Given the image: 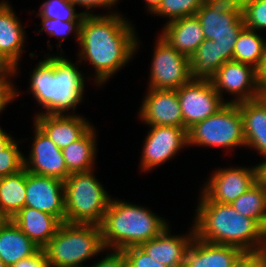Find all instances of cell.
<instances>
[{
    "label": "cell",
    "mask_w": 266,
    "mask_h": 267,
    "mask_svg": "<svg viewBox=\"0 0 266 267\" xmlns=\"http://www.w3.org/2000/svg\"><path fill=\"white\" fill-rule=\"evenodd\" d=\"M184 121V129L189 130L195 124L215 114L223 105L218 92L211 81L191 80L176 89Z\"/></svg>",
    "instance_id": "obj_10"
},
{
    "label": "cell",
    "mask_w": 266,
    "mask_h": 267,
    "mask_svg": "<svg viewBox=\"0 0 266 267\" xmlns=\"http://www.w3.org/2000/svg\"><path fill=\"white\" fill-rule=\"evenodd\" d=\"M262 251H263V253L265 255V258H266V232H265V239H264V244H263Z\"/></svg>",
    "instance_id": "obj_47"
},
{
    "label": "cell",
    "mask_w": 266,
    "mask_h": 267,
    "mask_svg": "<svg viewBox=\"0 0 266 267\" xmlns=\"http://www.w3.org/2000/svg\"><path fill=\"white\" fill-rule=\"evenodd\" d=\"M201 193L193 221L195 237L234 246L243 252L262 250L266 230L256 220L239 214L230 204L213 202Z\"/></svg>",
    "instance_id": "obj_2"
},
{
    "label": "cell",
    "mask_w": 266,
    "mask_h": 267,
    "mask_svg": "<svg viewBox=\"0 0 266 267\" xmlns=\"http://www.w3.org/2000/svg\"><path fill=\"white\" fill-rule=\"evenodd\" d=\"M142 149L140 167L150 171L159 167L188 145V131L173 126H151Z\"/></svg>",
    "instance_id": "obj_11"
},
{
    "label": "cell",
    "mask_w": 266,
    "mask_h": 267,
    "mask_svg": "<svg viewBox=\"0 0 266 267\" xmlns=\"http://www.w3.org/2000/svg\"><path fill=\"white\" fill-rule=\"evenodd\" d=\"M254 30L244 27L235 42L233 61L252 65L259 69L262 65L266 41Z\"/></svg>",
    "instance_id": "obj_28"
},
{
    "label": "cell",
    "mask_w": 266,
    "mask_h": 267,
    "mask_svg": "<svg viewBox=\"0 0 266 267\" xmlns=\"http://www.w3.org/2000/svg\"><path fill=\"white\" fill-rule=\"evenodd\" d=\"M26 169L0 177V214L5 219H12L25 207L26 202Z\"/></svg>",
    "instance_id": "obj_25"
},
{
    "label": "cell",
    "mask_w": 266,
    "mask_h": 267,
    "mask_svg": "<svg viewBox=\"0 0 266 267\" xmlns=\"http://www.w3.org/2000/svg\"><path fill=\"white\" fill-rule=\"evenodd\" d=\"M188 145L226 149L246 147L239 104L226 103L215 114L191 127L188 130Z\"/></svg>",
    "instance_id": "obj_8"
},
{
    "label": "cell",
    "mask_w": 266,
    "mask_h": 267,
    "mask_svg": "<svg viewBox=\"0 0 266 267\" xmlns=\"http://www.w3.org/2000/svg\"><path fill=\"white\" fill-rule=\"evenodd\" d=\"M204 0H162L155 15L169 17L171 22L183 17L193 16L201 8Z\"/></svg>",
    "instance_id": "obj_31"
},
{
    "label": "cell",
    "mask_w": 266,
    "mask_h": 267,
    "mask_svg": "<svg viewBox=\"0 0 266 267\" xmlns=\"http://www.w3.org/2000/svg\"><path fill=\"white\" fill-rule=\"evenodd\" d=\"M36 124L59 148L64 149L80 139L92 125L76 114H36Z\"/></svg>",
    "instance_id": "obj_17"
},
{
    "label": "cell",
    "mask_w": 266,
    "mask_h": 267,
    "mask_svg": "<svg viewBox=\"0 0 266 267\" xmlns=\"http://www.w3.org/2000/svg\"><path fill=\"white\" fill-rule=\"evenodd\" d=\"M18 143L13 140L0 152V177L15 174L24 168V155L19 151Z\"/></svg>",
    "instance_id": "obj_33"
},
{
    "label": "cell",
    "mask_w": 266,
    "mask_h": 267,
    "mask_svg": "<svg viewBox=\"0 0 266 267\" xmlns=\"http://www.w3.org/2000/svg\"><path fill=\"white\" fill-rule=\"evenodd\" d=\"M49 55L31 72L30 93L46 110L39 114H67L83 100L84 75L60 54Z\"/></svg>",
    "instance_id": "obj_3"
},
{
    "label": "cell",
    "mask_w": 266,
    "mask_h": 267,
    "mask_svg": "<svg viewBox=\"0 0 266 267\" xmlns=\"http://www.w3.org/2000/svg\"><path fill=\"white\" fill-rule=\"evenodd\" d=\"M258 83L266 84V48L261 67L258 69Z\"/></svg>",
    "instance_id": "obj_44"
},
{
    "label": "cell",
    "mask_w": 266,
    "mask_h": 267,
    "mask_svg": "<svg viewBox=\"0 0 266 267\" xmlns=\"http://www.w3.org/2000/svg\"><path fill=\"white\" fill-rule=\"evenodd\" d=\"M244 26L250 30L266 29V0H239Z\"/></svg>",
    "instance_id": "obj_32"
},
{
    "label": "cell",
    "mask_w": 266,
    "mask_h": 267,
    "mask_svg": "<svg viewBox=\"0 0 266 267\" xmlns=\"http://www.w3.org/2000/svg\"><path fill=\"white\" fill-rule=\"evenodd\" d=\"M105 258L92 265V267H127V261L122 250L113 249Z\"/></svg>",
    "instance_id": "obj_38"
},
{
    "label": "cell",
    "mask_w": 266,
    "mask_h": 267,
    "mask_svg": "<svg viewBox=\"0 0 266 267\" xmlns=\"http://www.w3.org/2000/svg\"><path fill=\"white\" fill-rule=\"evenodd\" d=\"M211 83L222 100L224 90V92H228L231 95H236L235 97L237 98L226 101V103L238 104L240 102L254 100L259 84L258 70L246 63L233 60L227 61L218 69Z\"/></svg>",
    "instance_id": "obj_12"
},
{
    "label": "cell",
    "mask_w": 266,
    "mask_h": 267,
    "mask_svg": "<svg viewBox=\"0 0 266 267\" xmlns=\"http://www.w3.org/2000/svg\"><path fill=\"white\" fill-rule=\"evenodd\" d=\"M10 267H50L48 258L43 249H39L32 256L21 259Z\"/></svg>",
    "instance_id": "obj_39"
},
{
    "label": "cell",
    "mask_w": 266,
    "mask_h": 267,
    "mask_svg": "<svg viewBox=\"0 0 266 267\" xmlns=\"http://www.w3.org/2000/svg\"><path fill=\"white\" fill-rule=\"evenodd\" d=\"M246 147L266 156V109L256 100L240 102Z\"/></svg>",
    "instance_id": "obj_24"
},
{
    "label": "cell",
    "mask_w": 266,
    "mask_h": 267,
    "mask_svg": "<svg viewBox=\"0 0 266 267\" xmlns=\"http://www.w3.org/2000/svg\"><path fill=\"white\" fill-rule=\"evenodd\" d=\"M10 4L0 2V54L18 72V63L24 50L25 30Z\"/></svg>",
    "instance_id": "obj_20"
},
{
    "label": "cell",
    "mask_w": 266,
    "mask_h": 267,
    "mask_svg": "<svg viewBox=\"0 0 266 267\" xmlns=\"http://www.w3.org/2000/svg\"><path fill=\"white\" fill-rule=\"evenodd\" d=\"M40 248L11 220L0 224V258L10 267L35 254Z\"/></svg>",
    "instance_id": "obj_23"
},
{
    "label": "cell",
    "mask_w": 266,
    "mask_h": 267,
    "mask_svg": "<svg viewBox=\"0 0 266 267\" xmlns=\"http://www.w3.org/2000/svg\"><path fill=\"white\" fill-rule=\"evenodd\" d=\"M74 6L70 0H47L41 5L37 16L63 22H82L85 14L76 13Z\"/></svg>",
    "instance_id": "obj_30"
},
{
    "label": "cell",
    "mask_w": 266,
    "mask_h": 267,
    "mask_svg": "<svg viewBox=\"0 0 266 267\" xmlns=\"http://www.w3.org/2000/svg\"><path fill=\"white\" fill-rule=\"evenodd\" d=\"M160 36L188 58L205 40L201 23L196 15L167 22Z\"/></svg>",
    "instance_id": "obj_21"
},
{
    "label": "cell",
    "mask_w": 266,
    "mask_h": 267,
    "mask_svg": "<svg viewBox=\"0 0 266 267\" xmlns=\"http://www.w3.org/2000/svg\"><path fill=\"white\" fill-rule=\"evenodd\" d=\"M5 220V218L0 214V224Z\"/></svg>",
    "instance_id": "obj_49"
},
{
    "label": "cell",
    "mask_w": 266,
    "mask_h": 267,
    "mask_svg": "<svg viewBox=\"0 0 266 267\" xmlns=\"http://www.w3.org/2000/svg\"><path fill=\"white\" fill-rule=\"evenodd\" d=\"M147 92L139 111L146 125L184 128L176 90L148 88Z\"/></svg>",
    "instance_id": "obj_16"
},
{
    "label": "cell",
    "mask_w": 266,
    "mask_h": 267,
    "mask_svg": "<svg viewBox=\"0 0 266 267\" xmlns=\"http://www.w3.org/2000/svg\"><path fill=\"white\" fill-rule=\"evenodd\" d=\"M224 63L215 40L205 39L190 57L191 80L211 81Z\"/></svg>",
    "instance_id": "obj_27"
},
{
    "label": "cell",
    "mask_w": 266,
    "mask_h": 267,
    "mask_svg": "<svg viewBox=\"0 0 266 267\" xmlns=\"http://www.w3.org/2000/svg\"><path fill=\"white\" fill-rule=\"evenodd\" d=\"M92 126L80 139L62 149L70 173L93 170L96 156V132Z\"/></svg>",
    "instance_id": "obj_26"
},
{
    "label": "cell",
    "mask_w": 266,
    "mask_h": 267,
    "mask_svg": "<svg viewBox=\"0 0 266 267\" xmlns=\"http://www.w3.org/2000/svg\"><path fill=\"white\" fill-rule=\"evenodd\" d=\"M156 41L148 87L176 90L190 82V58L179 53L160 35Z\"/></svg>",
    "instance_id": "obj_9"
},
{
    "label": "cell",
    "mask_w": 266,
    "mask_h": 267,
    "mask_svg": "<svg viewBox=\"0 0 266 267\" xmlns=\"http://www.w3.org/2000/svg\"><path fill=\"white\" fill-rule=\"evenodd\" d=\"M0 71H15V69L0 54Z\"/></svg>",
    "instance_id": "obj_46"
},
{
    "label": "cell",
    "mask_w": 266,
    "mask_h": 267,
    "mask_svg": "<svg viewBox=\"0 0 266 267\" xmlns=\"http://www.w3.org/2000/svg\"><path fill=\"white\" fill-rule=\"evenodd\" d=\"M34 128L35 137L29 157L24 156V168L29 173L65 181L71 173L67 170L62 150L36 124Z\"/></svg>",
    "instance_id": "obj_15"
},
{
    "label": "cell",
    "mask_w": 266,
    "mask_h": 267,
    "mask_svg": "<svg viewBox=\"0 0 266 267\" xmlns=\"http://www.w3.org/2000/svg\"><path fill=\"white\" fill-rule=\"evenodd\" d=\"M257 181V166L221 168L212 173L202 192L213 202L231 204Z\"/></svg>",
    "instance_id": "obj_13"
},
{
    "label": "cell",
    "mask_w": 266,
    "mask_h": 267,
    "mask_svg": "<svg viewBox=\"0 0 266 267\" xmlns=\"http://www.w3.org/2000/svg\"><path fill=\"white\" fill-rule=\"evenodd\" d=\"M122 251L127 261V267H168L152 259L140 246Z\"/></svg>",
    "instance_id": "obj_35"
},
{
    "label": "cell",
    "mask_w": 266,
    "mask_h": 267,
    "mask_svg": "<svg viewBox=\"0 0 266 267\" xmlns=\"http://www.w3.org/2000/svg\"><path fill=\"white\" fill-rule=\"evenodd\" d=\"M93 171L71 173L64 181L66 223H102L111 196Z\"/></svg>",
    "instance_id": "obj_6"
},
{
    "label": "cell",
    "mask_w": 266,
    "mask_h": 267,
    "mask_svg": "<svg viewBox=\"0 0 266 267\" xmlns=\"http://www.w3.org/2000/svg\"><path fill=\"white\" fill-rule=\"evenodd\" d=\"M242 253L237 247L214 244L195 237L182 267H231Z\"/></svg>",
    "instance_id": "obj_19"
},
{
    "label": "cell",
    "mask_w": 266,
    "mask_h": 267,
    "mask_svg": "<svg viewBox=\"0 0 266 267\" xmlns=\"http://www.w3.org/2000/svg\"><path fill=\"white\" fill-rule=\"evenodd\" d=\"M230 205L239 214L256 220L266 230V189L258 181Z\"/></svg>",
    "instance_id": "obj_29"
},
{
    "label": "cell",
    "mask_w": 266,
    "mask_h": 267,
    "mask_svg": "<svg viewBox=\"0 0 266 267\" xmlns=\"http://www.w3.org/2000/svg\"><path fill=\"white\" fill-rule=\"evenodd\" d=\"M0 267H8L3 260L0 258Z\"/></svg>",
    "instance_id": "obj_48"
},
{
    "label": "cell",
    "mask_w": 266,
    "mask_h": 267,
    "mask_svg": "<svg viewBox=\"0 0 266 267\" xmlns=\"http://www.w3.org/2000/svg\"><path fill=\"white\" fill-rule=\"evenodd\" d=\"M147 11L154 14L162 3V0H145Z\"/></svg>",
    "instance_id": "obj_45"
},
{
    "label": "cell",
    "mask_w": 266,
    "mask_h": 267,
    "mask_svg": "<svg viewBox=\"0 0 266 267\" xmlns=\"http://www.w3.org/2000/svg\"><path fill=\"white\" fill-rule=\"evenodd\" d=\"M265 161L257 164V180L266 189V156Z\"/></svg>",
    "instance_id": "obj_41"
},
{
    "label": "cell",
    "mask_w": 266,
    "mask_h": 267,
    "mask_svg": "<svg viewBox=\"0 0 266 267\" xmlns=\"http://www.w3.org/2000/svg\"><path fill=\"white\" fill-rule=\"evenodd\" d=\"M13 138L0 127V152L4 150L11 142Z\"/></svg>",
    "instance_id": "obj_43"
},
{
    "label": "cell",
    "mask_w": 266,
    "mask_h": 267,
    "mask_svg": "<svg viewBox=\"0 0 266 267\" xmlns=\"http://www.w3.org/2000/svg\"><path fill=\"white\" fill-rule=\"evenodd\" d=\"M190 234L185 236L172 235L169 225L155 238L144 242L140 247L152 259L168 267H182L186 253L195 238L194 227L190 229Z\"/></svg>",
    "instance_id": "obj_18"
},
{
    "label": "cell",
    "mask_w": 266,
    "mask_h": 267,
    "mask_svg": "<svg viewBox=\"0 0 266 267\" xmlns=\"http://www.w3.org/2000/svg\"><path fill=\"white\" fill-rule=\"evenodd\" d=\"M75 6L79 5L84 7L86 10L83 13L85 15H93V13L89 12L92 8L97 7H104V8H110L113 5L117 4L118 0H70Z\"/></svg>",
    "instance_id": "obj_40"
},
{
    "label": "cell",
    "mask_w": 266,
    "mask_h": 267,
    "mask_svg": "<svg viewBox=\"0 0 266 267\" xmlns=\"http://www.w3.org/2000/svg\"><path fill=\"white\" fill-rule=\"evenodd\" d=\"M134 26L117 13L85 15L79 32V63L89 61L97 85L105 84L126 65L138 49Z\"/></svg>",
    "instance_id": "obj_1"
},
{
    "label": "cell",
    "mask_w": 266,
    "mask_h": 267,
    "mask_svg": "<svg viewBox=\"0 0 266 267\" xmlns=\"http://www.w3.org/2000/svg\"><path fill=\"white\" fill-rule=\"evenodd\" d=\"M43 250L50 267H84L105 248L99 225L63 222Z\"/></svg>",
    "instance_id": "obj_5"
},
{
    "label": "cell",
    "mask_w": 266,
    "mask_h": 267,
    "mask_svg": "<svg viewBox=\"0 0 266 267\" xmlns=\"http://www.w3.org/2000/svg\"><path fill=\"white\" fill-rule=\"evenodd\" d=\"M255 99L266 109V84H258Z\"/></svg>",
    "instance_id": "obj_42"
},
{
    "label": "cell",
    "mask_w": 266,
    "mask_h": 267,
    "mask_svg": "<svg viewBox=\"0 0 266 267\" xmlns=\"http://www.w3.org/2000/svg\"><path fill=\"white\" fill-rule=\"evenodd\" d=\"M11 220L40 249L48 244L62 224L57 217L31 207L20 209Z\"/></svg>",
    "instance_id": "obj_22"
},
{
    "label": "cell",
    "mask_w": 266,
    "mask_h": 267,
    "mask_svg": "<svg viewBox=\"0 0 266 267\" xmlns=\"http://www.w3.org/2000/svg\"><path fill=\"white\" fill-rule=\"evenodd\" d=\"M15 75V71H0V112L6 105L9 104L15 97H18V90L10 82V78ZM9 77V78H8ZM8 79V80H7Z\"/></svg>",
    "instance_id": "obj_36"
},
{
    "label": "cell",
    "mask_w": 266,
    "mask_h": 267,
    "mask_svg": "<svg viewBox=\"0 0 266 267\" xmlns=\"http://www.w3.org/2000/svg\"><path fill=\"white\" fill-rule=\"evenodd\" d=\"M25 207L35 208L65 222L64 181L26 171Z\"/></svg>",
    "instance_id": "obj_14"
},
{
    "label": "cell",
    "mask_w": 266,
    "mask_h": 267,
    "mask_svg": "<svg viewBox=\"0 0 266 267\" xmlns=\"http://www.w3.org/2000/svg\"><path fill=\"white\" fill-rule=\"evenodd\" d=\"M195 15L205 39L215 40L222 59L232 61L235 42L245 27L239 0H204Z\"/></svg>",
    "instance_id": "obj_7"
},
{
    "label": "cell",
    "mask_w": 266,
    "mask_h": 267,
    "mask_svg": "<svg viewBox=\"0 0 266 267\" xmlns=\"http://www.w3.org/2000/svg\"><path fill=\"white\" fill-rule=\"evenodd\" d=\"M146 207L111 198L101 228L105 249L139 247L158 236L167 222Z\"/></svg>",
    "instance_id": "obj_4"
},
{
    "label": "cell",
    "mask_w": 266,
    "mask_h": 267,
    "mask_svg": "<svg viewBox=\"0 0 266 267\" xmlns=\"http://www.w3.org/2000/svg\"><path fill=\"white\" fill-rule=\"evenodd\" d=\"M231 267H266V258L262 250L243 252Z\"/></svg>",
    "instance_id": "obj_37"
},
{
    "label": "cell",
    "mask_w": 266,
    "mask_h": 267,
    "mask_svg": "<svg viewBox=\"0 0 266 267\" xmlns=\"http://www.w3.org/2000/svg\"><path fill=\"white\" fill-rule=\"evenodd\" d=\"M41 30L47 32L50 36H55L57 39L66 40L68 34L75 32L77 42L79 41V32L81 22H63L57 19H47L41 17ZM60 37V38H59Z\"/></svg>",
    "instance_id": "obj_34"
}]
</instances>
